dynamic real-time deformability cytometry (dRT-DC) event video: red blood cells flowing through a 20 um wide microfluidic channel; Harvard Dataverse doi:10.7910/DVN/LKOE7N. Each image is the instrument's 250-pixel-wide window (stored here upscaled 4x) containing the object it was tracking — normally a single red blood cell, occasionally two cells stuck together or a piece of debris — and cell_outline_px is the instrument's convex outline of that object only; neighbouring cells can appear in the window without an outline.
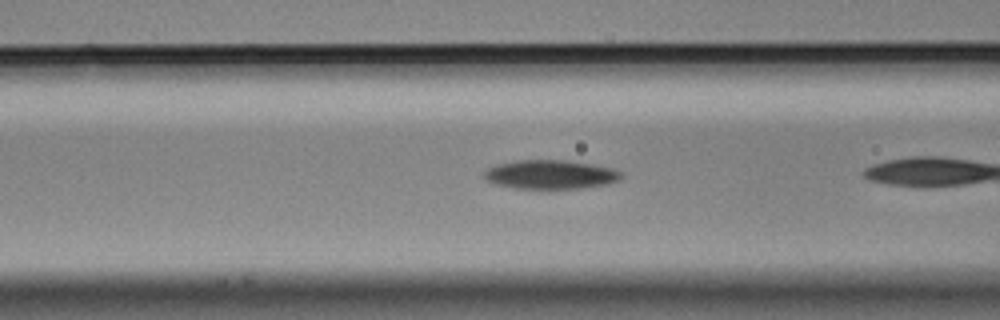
{"species": "Egyptian fruit bat (a non-hibernating species)", "species_latin": "Rousettus aegyptiacus", "temperature_condition": "cold", "stored_images_in_passage": 7, "camera_frame_rate_fps": 3000, "um_per_image_px": 0.085, "animal": {"sex": "male"}, "frame": {"image": 1, "passage_image": 5, "time_ms": 1.333, "image_size_px": [1000, 320], "cell_outline_px": [[620, 180], [608, 184], [584, 188], [512, 188], [496, 184], [484, 180], [484, 172], [488, 168], [496, 164], [516, 160], [564, 160], [592, 164], [612, 168], [620, 172]], "centroid_in_image_um": [46.76, 14.83], "position_along_channel_um": 119.8, "area_um2": 23.12}}